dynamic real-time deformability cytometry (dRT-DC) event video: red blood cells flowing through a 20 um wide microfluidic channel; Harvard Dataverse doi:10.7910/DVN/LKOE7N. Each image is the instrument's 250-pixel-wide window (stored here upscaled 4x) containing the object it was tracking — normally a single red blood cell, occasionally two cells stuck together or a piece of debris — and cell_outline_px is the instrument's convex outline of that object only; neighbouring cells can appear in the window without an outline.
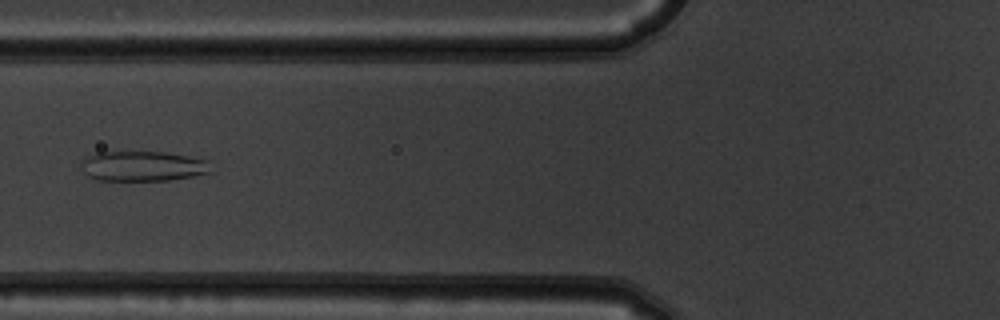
{"species": "common noctule bat (a hibernating species)", "species_latin": "Nyctalus noctula", "temperature_condition": "warm", "stored_images_in_passage": 7, "camera_frame_rate_fps": 3000, "um_per_image_px": 0.085, "animal": {"sex": "male", "body_mass_g": 19.5, "forearm_length_mm": 54.6}, "frame": {"image": 1, "passage_image": 6, "time_ms": 1.667, "image_size_px": [1000, 320], "cell_outline_px": [[208, 172], [192, 176], [172, 180], [96, 180], [88, 176], [80, 168], [80, 164], [84, 156], [96, 152], [164, 152], [188, 156], [204, 160], [208, 168]], "centroid_in_image_um": [12.0, 14.12], "position_along_channel_um": 113.8, "area_um2": 22.54}}